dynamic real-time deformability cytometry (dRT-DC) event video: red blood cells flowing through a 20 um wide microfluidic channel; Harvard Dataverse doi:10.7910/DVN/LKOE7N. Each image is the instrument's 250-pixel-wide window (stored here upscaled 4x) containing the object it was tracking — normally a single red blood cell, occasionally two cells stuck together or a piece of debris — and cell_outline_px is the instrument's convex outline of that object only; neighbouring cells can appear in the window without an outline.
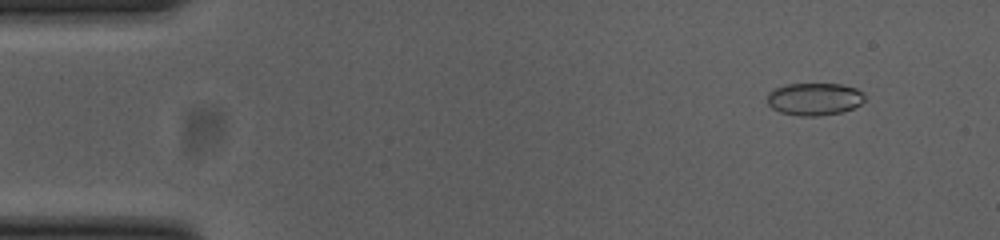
{"species": "common noctule bat (a hibernating species)", "species_latin": "Nyctalus noctula", "temperature_condition": "cold", "stored_images_in_passage": 54, "camera_frame_rate_fps": 3000, "um_per_image_px": 0.085, "animal": {"sex": "female", "body_mass_g": 23.0, "forearm_length_mm": 53.4}, "frame": {"image": 1, "passage_image": 4, "time_ms": 1.0, "image_size_px": [1000, 240], "cell_outline_px": [[864, 100], [860, 104], [844, 112], [820, 116], [800, 116], [780, 112], [772, 108], [768, 104], [768, 92], [784, 84], [840, 84], [856, 88], [864, 96]], "centroid_in_image_um": [69.21, 8.42], "position_along_channel_um": 15.8, "area_um2": 18.44}}
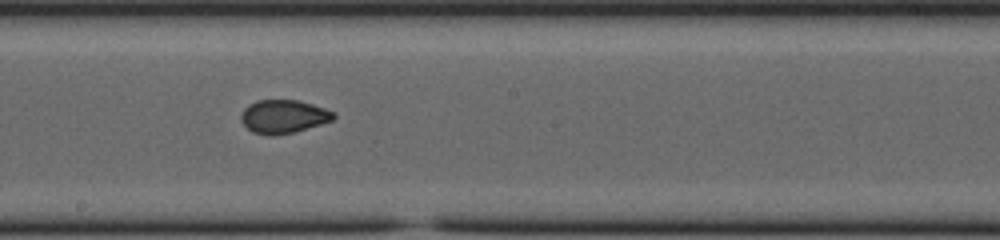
{"frame": {"image": 2, "passage_image": 29, "time_ms": 9.333, "image_size_px": [1000, 240], "cell_outline_px": [[336, 116], [332, 120], [296, 132], [272, 136], [252, 132], [240, 120], [240, 116], [244, 108], [248, 104], [256, 100], [296, 100], [312, 104], [336, 112]], "centroid_in_image_um": [24.08, 9.9], "position_along_channel_um": 224.1, "area_um2": 18.09}}
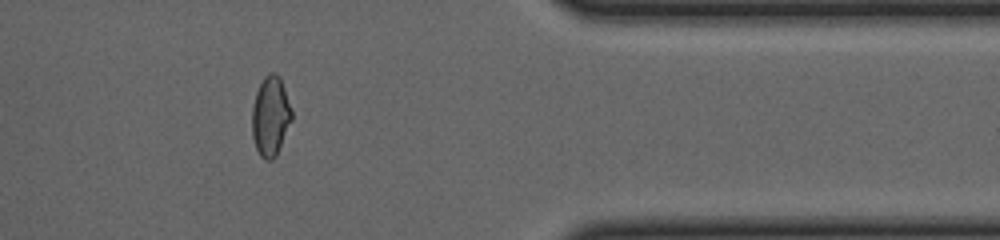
{"frame": {"image": 3, "passage_image": 44, "time_ms": 14.333, "image_size_px": [1000, 240], "cell_outline_px": [[292, 120], [276, 156], [272, 160], [264, 160], [260, 156], [256, 148], [252, 136], [252, 108], [256, 92], [264, 76], [268, 72], [276, 72], [280, 76], [292, 112]], "centroid_in_image_um": [22.99, 9.87], "position_along_channel_um": 388.4, "area_um2": 18.5}, "authors_computed_cell_mechanics": {"area_um2": 18.4382, "velocity_mm_per_s": 3.7149, "shape_relaxation_time_tau1_ms": null, "shape_relaxation_time_tau2_ms": 1.2108, "deformation_change_tau1": null, "deformation_change_tau2": 0.0546}}